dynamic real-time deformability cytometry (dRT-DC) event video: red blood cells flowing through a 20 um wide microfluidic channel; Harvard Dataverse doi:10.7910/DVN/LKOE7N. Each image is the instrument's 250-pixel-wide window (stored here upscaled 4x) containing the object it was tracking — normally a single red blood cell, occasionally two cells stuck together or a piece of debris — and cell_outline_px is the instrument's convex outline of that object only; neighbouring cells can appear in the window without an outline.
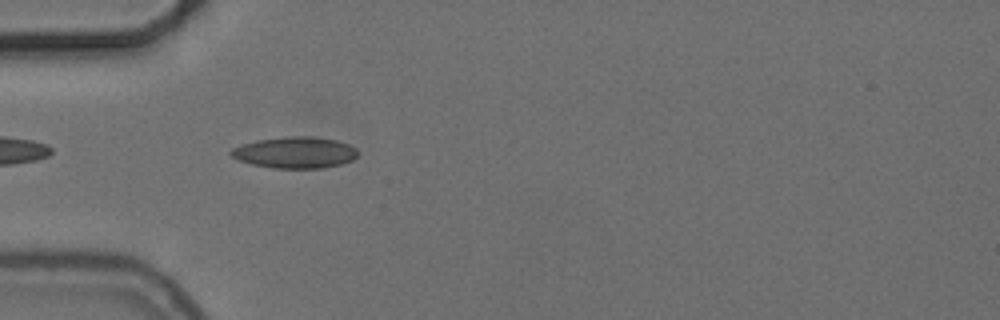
{"species": "common noctule bat (a hibernating species)", "species_latin": "Nyctalus noctula", "temperature_condition": "cold", "stored_images_in_passage": 36, "camera_frame_rate_fps": 3000, "um_per_image_px": 0.085, "animal": {"sex": "female", "body_mass_g": 24.6, "forearm_length_mm": 56.2}, "frame": {"image": 1, "passage_image": 1, "time_ms": 0.0, "image_size_px": [1000, 320], "cell_outline_px": [[356, 156], [352, 160], [340, 164], [324, 168], [272, 168], [252, 164], [236, 160], [228, 152], [232, 148], [240, 144], [256, 140], [284, 136], [312, 136], [336, 140], [348, 144], [356, 148]], "centroid_in_image_um": [25.02, 12.96], "position_along_channel_um": 60.0, "area_um2": 23.35}}
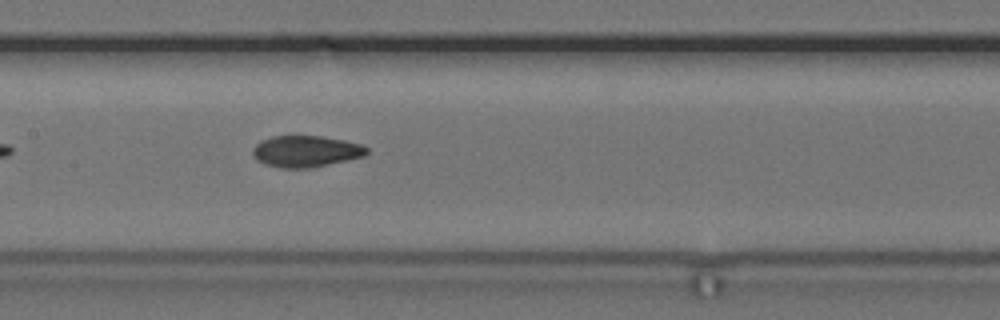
{"frame": {"image": 2, "passage_image": 11, "time_ms": 3.333, "image_size_px": [1000, 320], "cell_outline_px": [[368, 152], [364, 156], [348, 160], [308, 168], [284, 168], [264, 164], [256, 160], [252, 152], [252, 148], [260, 140], [272, 136], [324, 136], [344, 140], [360, 144], [368, 148]], "centroid_in_image_um": [25.97, 12.85], "position_along_channel_um": 181.4, "area_um2": 20.92}}
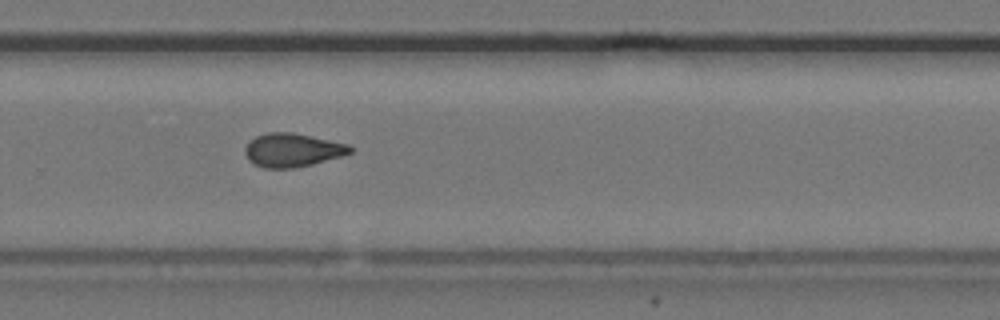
{"frame": {"image": 3, "passage_image": 21, "time_ms": 6.667, "image_size_px": [1000, 320], "cell_outline_px": [[356, 148], [352, 152], [344, 156], [312, 164], [292, 168], [264, 168], [252, 164], [248, 160], [244, 152], [244, 148], [256, 136], [268, 132], [292, 132], [348, 144]], "centroid_in_image_um": [24.87, 12.76], "position_along_channel_um": 304.9, "area_um2": 20.69}, "authors_computed_cell_mechanics": {"area_um2": 20.6635, "velocity_mm_per_s": 3.7277, "shape_relaxation_time_tau1_ms": 10.7726, "shape_relaxation_time_tau2_ms": 2.7476, "deformation_change_tau1": 0.1918, "deformation_change_tau2": 0.0886}}